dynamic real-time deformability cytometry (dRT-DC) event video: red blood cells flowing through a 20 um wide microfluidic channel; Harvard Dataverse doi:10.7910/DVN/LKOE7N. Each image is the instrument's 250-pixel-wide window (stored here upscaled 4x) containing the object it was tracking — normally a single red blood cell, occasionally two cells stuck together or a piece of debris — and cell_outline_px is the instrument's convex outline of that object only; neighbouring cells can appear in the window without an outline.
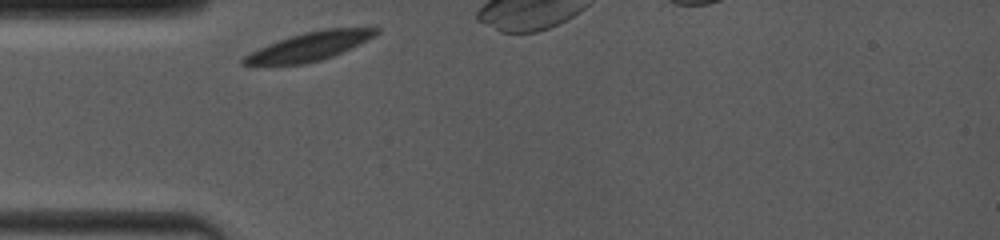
{"species": "common noctule bat (a hibernating species)", "species_latin": "Nyctalus noctula", "temperature_condition": "room temperature", "stored_images_in_passage": 6, "camera_frame_rate_fps": 4000, "um_per_image_px": 0.085, "animal": {"sex": "female", "body_mass_g": 19.0, "forearm_length_mm": 53.3}, "frame": {"image": 1, "passage_image": 1, "time_ms": 0.0, "image_size_px": [1000, 240], "cell_outline_px": [[380, 32], [376, 36], [368, 40], [332, 56], [320, 60], [304, 64], [240, 64], [240, 60], [244, 56], [268, 44], [304, 32], [328, 28], [380, 28]], "centroid_in_image_um": [26.35, 3.93], "position_along_channel_um": 58.7, "area_um2": 21.5}}
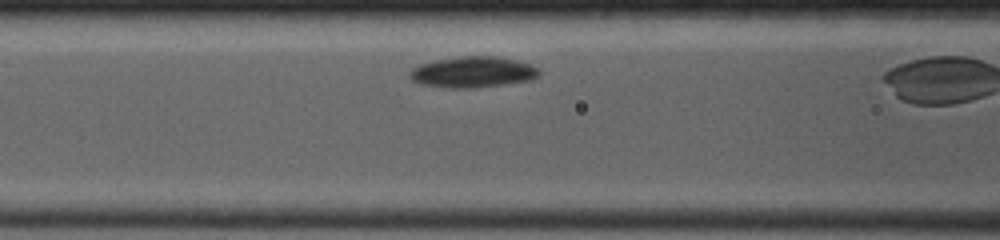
{"frame": {"image": 2, "passage_image": 5, "time_ms": 2.0, "image_size_px": [1000, 240], "cell_outline_px": [[540, 76], [532, 80], [472, 88], [444, 88], [420, 84], [412, 80], [408, 76], [412, 68], [416, 64], [436, 60], [460, 56], [496, 56], [516, 60], [532, 64], [540, 68]], "centroid_in_image_um": [40.19, 6.12], "position_along_channel_um": 126.4, "area_um2": 23.7}}